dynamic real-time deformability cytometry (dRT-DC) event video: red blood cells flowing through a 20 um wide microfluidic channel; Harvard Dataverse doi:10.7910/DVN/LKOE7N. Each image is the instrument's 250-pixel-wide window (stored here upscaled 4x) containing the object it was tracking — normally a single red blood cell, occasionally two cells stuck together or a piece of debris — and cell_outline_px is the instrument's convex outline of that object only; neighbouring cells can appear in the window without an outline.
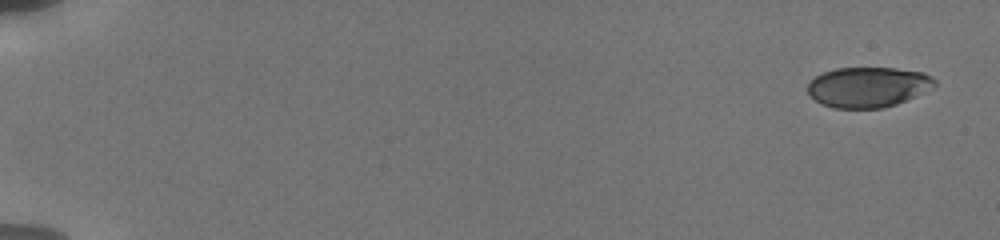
{"species": "human", "species_latin": "Homo sapiens", "temperature_condition": "cold", "stored_images_in_passage": 35, "camera_frame_rate_fps": 3000, "um_per_image_px": 0.085, "donor": {"sex": "male"}, "frame": {"image": 1, "passage_image": 1, "time_ms": 0.0, "image_size_px": [1000, 240], "cell_outline_px": [[936, 88], [896, 104], [884, 108], [832, 108], [820, 104], [808, 92], [808, 84], [816, 76], [824, 72], [836, 68], [896, 68], [924, 72], [932, 76], [936, 80]], "centroid_in_image_um": [73.84, 7.4], "position_along_channel_um": 11.2, "area_um2": 30.06}}
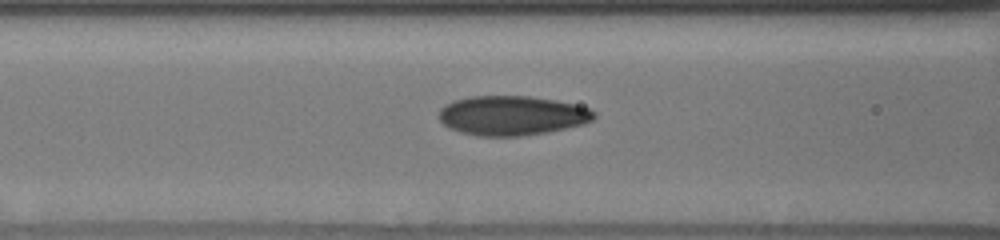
{"frame": {"image": 2, "passage_image": 15, "time_ms": 7.667, "image_size_px": [1000, 240], "cell_outline_px": [[596, 116], [592, 120], [584, 124], [548, 132], [520, 136], [476, 136], [460, 132], [448, 128], [440, 120], [440, 108], [452, 100], [472, 96], [528, 96], [556, 100], [588, 108], [596, 112]], "centroid_in_image_um": [43.5, 9.82], "position_along_channel_um": 123.1, "area_um2": 35.78}}
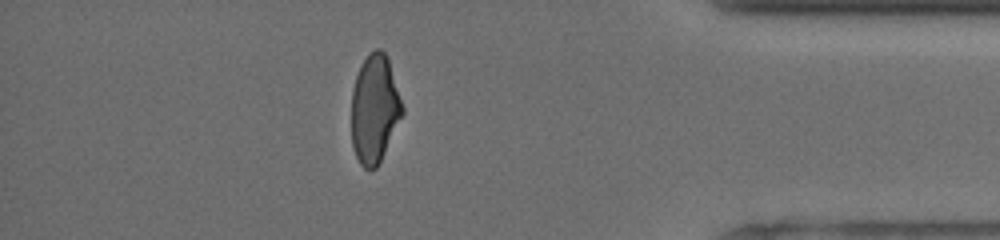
{"frame": {"image": 3, "passage_image": 31, "time_ms": 15.667, "image_size_px": [1000, 240], "cell_outline_px": [[404, 112], [376, 168], [364, 168], [360, 164], [352, 148], [352, 88], [356, 76], [368, 52], [376, 48], [380, 48], [384, 52], [388, 60], [404, 108]], "centroid_in_image_um": [31.83, 9.25], "position_along_channel_um": 403.4, "area_um2": 31.73}, "authors_computed_cell_mechanics": {"area_um2": 33.8708, "velocity_mm_per_s": 3.841, "shape_relaxation_time_tau1_ms": 4.6371, "shape_relaxation_time_tau2_ms": 1.0441, "deformation_change_tau1": 0.1704, "deformation_change_tau2": 0.0642}}